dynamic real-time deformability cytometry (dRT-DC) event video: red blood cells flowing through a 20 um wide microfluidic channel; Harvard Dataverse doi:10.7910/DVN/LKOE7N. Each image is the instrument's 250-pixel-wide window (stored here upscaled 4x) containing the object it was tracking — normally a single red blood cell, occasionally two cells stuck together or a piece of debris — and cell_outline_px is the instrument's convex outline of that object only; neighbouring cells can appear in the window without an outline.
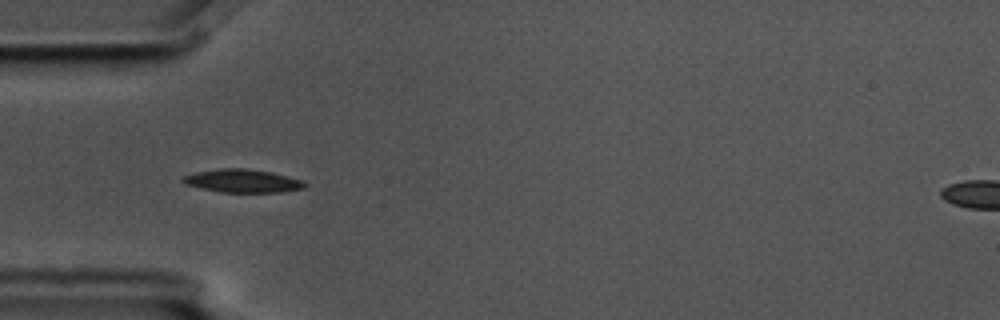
{"species": "common noctule bat (a hibernating species)", "species_latin": "Nyctalus noctula", "temperature_condition": "cold", "stored_images_in_passage": 3, "camera_frame_rate_fps": 3000, "um_per_image_px": 0.085, "animal": {"sex": "male", "body_mass_g": 17.5, "forearm_length_mm": 52.3}, "frame": {"image": 1, "passage_image": 2, "time_ms": 0.333, "image_size_px": [1000, 320], "cell_outline_px": [[308, 184], [304, 188], [280, 192], [220, 192], [184, 184], [180, 180], [184, 176], [196, 172], [220, 168], [244, 168], [272, 172], [304, 180]], "centroid_in_image_um": [20.64, 15.37], "position_along_channel_um": 64.4, "area_um2": 16.53}}